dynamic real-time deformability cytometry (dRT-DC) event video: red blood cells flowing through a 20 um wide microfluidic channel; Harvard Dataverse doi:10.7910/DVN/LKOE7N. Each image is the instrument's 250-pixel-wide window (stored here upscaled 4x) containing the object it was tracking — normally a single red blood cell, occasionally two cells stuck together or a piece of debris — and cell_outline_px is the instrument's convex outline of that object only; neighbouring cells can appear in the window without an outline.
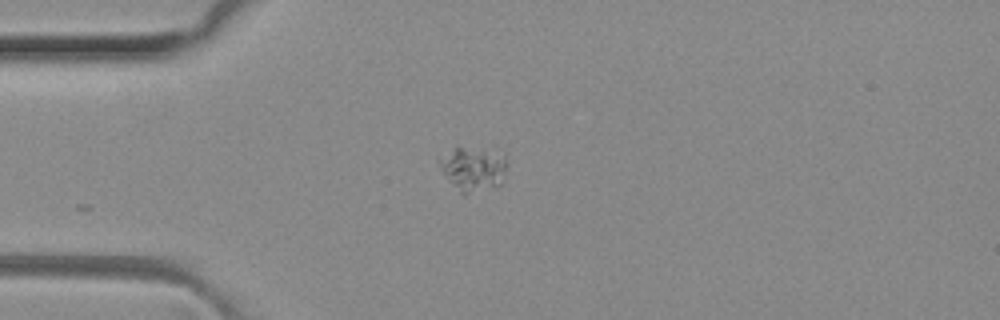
{"species": "common noctule bat (a hibernating species)", "species_latin": "Nyctalus noctula", "temperature_condition": "room temperature", "stored_images_in_passage": 13, "camera_frame_rate_fps": 3000, "um_per_image_px": 0.085, "animal": {"sex": "female", "body_mass_g": 29.2, "forearm_length_mm": 56.3}, "frame": {"image": 1, "passage_image": 1, "time_ms": 0.0, "image_size_px": [1000, 320], "cell_outline_px": [[504, 180], [500, 184], [464, 196], [460, 192], [440, 168], [440, 164], [456, 144], [496, 144], [504, 156]], "centroid_in_image_um": [40.31, 14.21], "position_along_channel_um": 44.7, "area_um2": 18.21}}
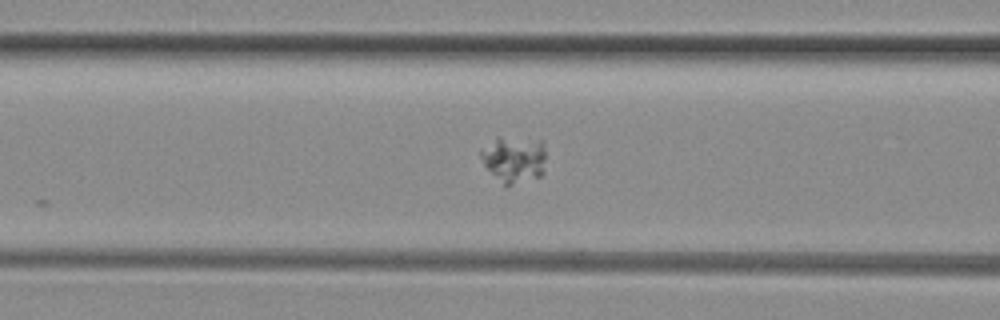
{"frame": {"image": 2, "passage_image": 8, "time_ms": 2.333, "image_size_px": [1000, 320], "cell_outline_px": [[544, 172], [540, 176], [508, 188], [504, 188], [484, 164], [480, 156], [480, 152], [496, 136], [500, 136], [540, 140], [544, 144]], "centroid_in_image_um": [43.69, 13.57], "position_along_channel_um": 122.9, "area_um2": 18.03}}
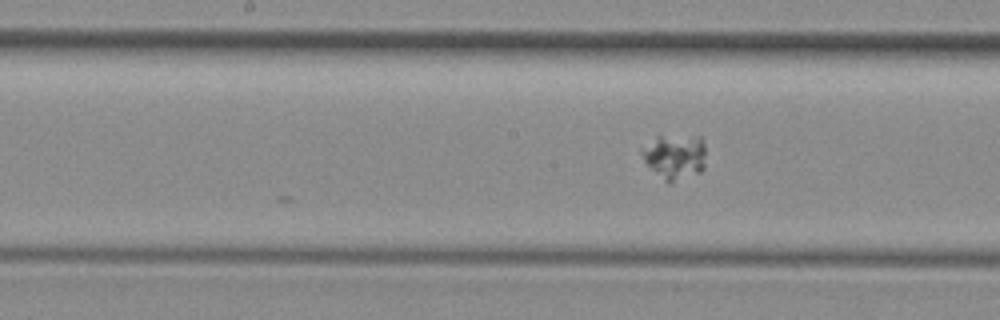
{"frame": {"image": 3, "passage_image": 13, "time_ms": 4.0, "image_size_px": [1000, 320], "cell_outline_px": [[704, 168], [700, 172], [668, 184], [644, 160], [640, 152], [640, 148], [656, 136], [700, 136], [704, 144]], "centroid_in_image_um": [57.35, 13.3], "position_along_channel_um": 190.9, "area_um2": 16.7}}